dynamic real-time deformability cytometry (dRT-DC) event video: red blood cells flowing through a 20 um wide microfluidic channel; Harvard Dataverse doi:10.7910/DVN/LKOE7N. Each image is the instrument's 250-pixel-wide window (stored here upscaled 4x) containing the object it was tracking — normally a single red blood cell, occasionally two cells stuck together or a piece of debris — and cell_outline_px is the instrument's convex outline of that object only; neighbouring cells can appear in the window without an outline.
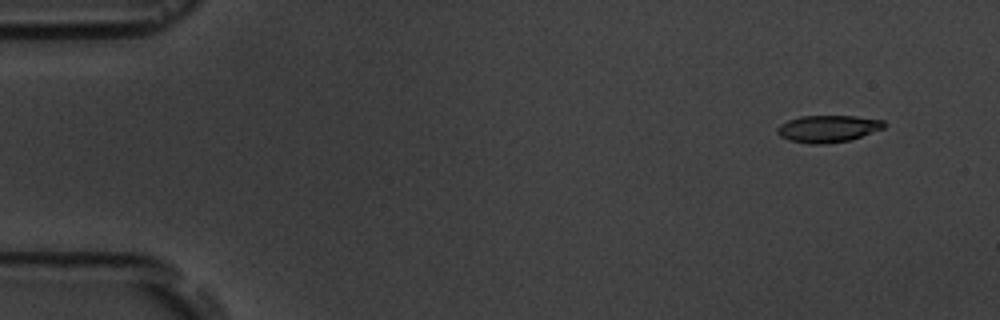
{"species": "common noctule bat (a hibernating species)", "species_latin": "Nyctalus noctula", "temperature_condition": "room temperature", "stored_images_in_passage": 6, "camera_frame_rate_fps": 3000, "um_per_image_px": 0.085, "animal": {"sex": "male", "body_mass_g": 19.5, "forearm_length_mm": 54.6}, "frame": {"image": 1, "passage_image": 2, "time_ms": 1.333, "image_size_px": [1000, 320], "cell_outline_px": [[888, 124], [884, 128], [848, 140], [824, 144], [808, 144], [788, 140], [780, 136], [776, 132], [776, 128], [780, 124], [788, 120], [800, 116], [856, 116], [884, 120]], "centroid_in_image_um": [70.35, 10.93], "position_along_channel_um": 14.6, "area_um2": 16.88}}